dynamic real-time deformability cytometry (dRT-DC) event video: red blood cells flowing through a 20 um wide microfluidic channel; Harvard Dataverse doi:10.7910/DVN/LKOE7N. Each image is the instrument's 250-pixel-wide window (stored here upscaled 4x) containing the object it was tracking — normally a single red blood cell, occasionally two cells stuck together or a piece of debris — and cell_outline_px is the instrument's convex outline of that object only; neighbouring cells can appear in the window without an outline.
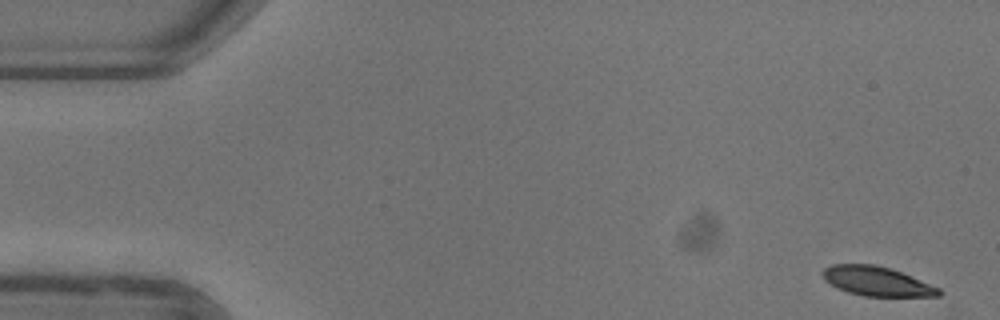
{"species": "common noctule bat (a hibernating species)", "species_latin": "Nyctalus noctula", "temperature_condition": "warm", "stored_images_in_passage": 50, "camera_frame_rate_fps": 3000, "um_per_image_px": 0.085, "animal": {"sex": "female"}, "frame": {"image": 1, "passage_image": 1, "time_ms": 0.0, "image_size_px": [1000, 320], "cell_outline_px": [[944, 292], [940, 296], [864, 296], [848, 292], [836, 288], [824, 280], [820, 272], [824, 268], [832, 264], [872, 264], [888, 268], [900, 272], [940, 288]], "centroid_in_image_um": [74.49, 23.91], "position_along_channel_um": 10.5, "area_um2": 19.83}}
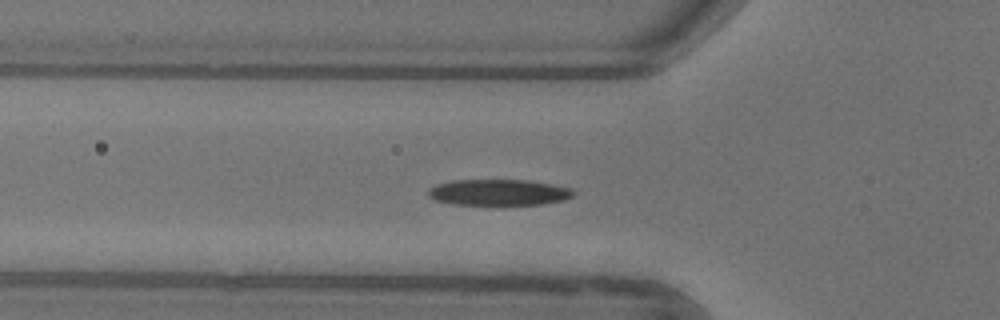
{"frame": {"image": 2, "passage_image": 17, "time_ms": 5.333, "image_size_px": [1000, 320], "cell_outline_px": [[576, 192], [572, 196], [564, 200], [540, 204], [500, 208], [452, 204], [436, 200], [428, 196], [428, 188], [436, 184], [452, 180], [528, 180], [552, 184], [572, 188]], "centroid_in_image_um": [42.38, 16.4], "position_along_channel_um": 83.4, "area_um2": 23.29}}
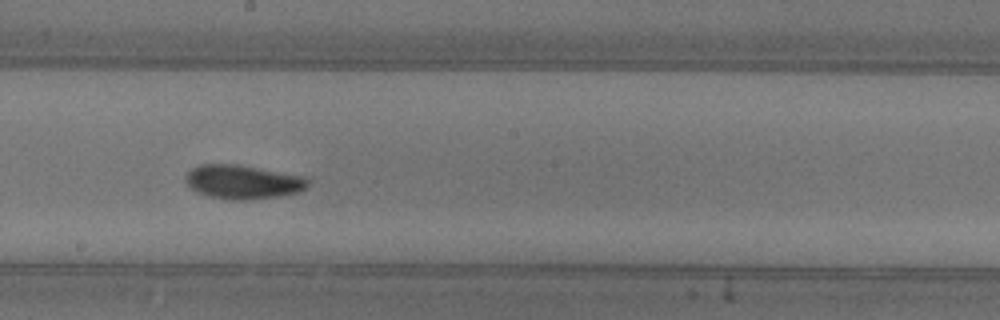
{"frame": {"image": 3, "passage_image": 28, "time_ms": 9.0, "image_size_px": [1000, 320], "cell_outline_px": [[308, 184], [300, 192], [280, 196], [252, 200], [228, 200], [208, 196], [196, 192], [184, 180], [184, 176], [192, 168], [200, 164], [236, 164], [304, 176], [308, 180]], "centroid_in_image_um": [20.62, 15.47], "position_along_channel_um": 227.6, "area_um2": 24.33}}